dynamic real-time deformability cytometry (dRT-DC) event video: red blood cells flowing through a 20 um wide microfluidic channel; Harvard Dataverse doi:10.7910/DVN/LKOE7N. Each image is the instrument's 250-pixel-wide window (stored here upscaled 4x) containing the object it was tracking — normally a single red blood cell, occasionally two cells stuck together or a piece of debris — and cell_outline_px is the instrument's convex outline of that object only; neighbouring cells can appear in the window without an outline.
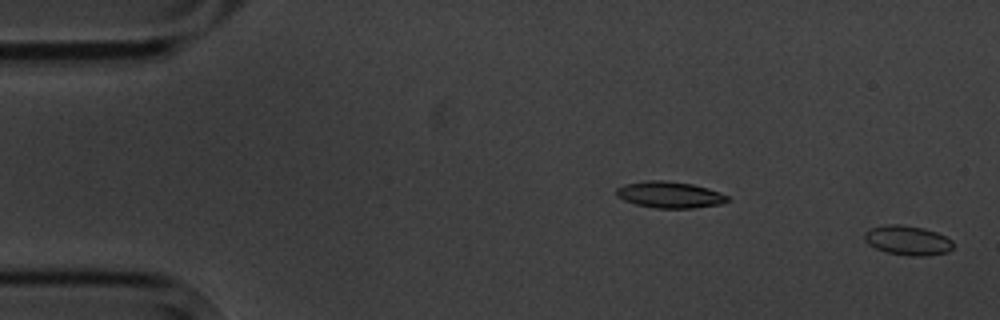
{"species": "common noctule bat (a hibernating species)", "species_latin": "Nyctalus noctula", "temperature_condition": "cold", "stored_images_in_passage": 2, "segment_of_instrument_passage": [2, 2], "camera_frame_rate_fps": 3000, "um_per_image_px": 0.085, "animal": {"sex": "male", "body_mass_g": 20.1, "forearm_length_mm": 53.5}, "frame": {"image": 1, "passage_image": 2, "time_ms": 1.0, "image_size_px": [1000, 320], "cell_outline_px": [[952, 248], [948, 252], [928, 256], [908, 256], [888, 252], [876, 248], [868, 244], [864, 240], [864, 232], [872, 228], [888, 224], [900, 224], [924, 228], [936, 232], [952, 240]], "centroid_in_image_um": [77.15, 20.43], "position_along_channel_um": 7.9, "area_um2": 15.26}}